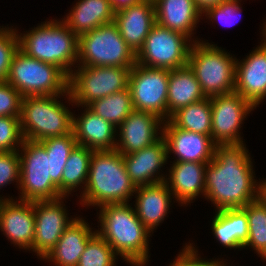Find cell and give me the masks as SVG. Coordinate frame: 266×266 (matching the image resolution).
I'll list each match as a JSON object with an SVG mask.
<instances>
[{"instance_id":"1","label":"cell","mask_w":266,"mask_h":266,"mask_svg":"<svg viewBox=\"0 0 266 266\" xmlns=\"http://www.w3.org/2000/svg\"><path fill=\"white\" fill-rule=\"evenodd\" d=\"M76 145L73 132L40 142L24 139L18 150L21 170L18 199L40 201L62 197L63 169Z\"/></svg>"},{"instance_id":"2","label":"cell","mask_w":266,"mask_h":266,"mask_svg":"<svg viewBox=\"0 0 266 266\" xmlns=\"http://www.w3.org/2000/svg\"><path fill=\"white\" fill-rule=\"evenodd\" d=\"M248 153L244 143L216 144L205 170V198L215 211L243 208L258 199L259 182Z\"/></svg>"},{"instance_id":"3","label":"cell","mask_w":266,"mask_h":266,"mask_svg":"<svg viewBox=\"0 0 266 266\" xmlns=\"http://www.w3.org/2000/svg\"><path fill=\"white\" fill-rule=\"evenodd\" d=\"M99 209L100 230L96 232L131 266L147 265L151 232L139 220L135 208L117 203Z\"/></svg>"},{"instance_id":"4","label":"cell","mask_w":266,"mask_h":266,"mask_svg":"<svg viewBox=\"0 0 266 266\" xmlns=\"http://www.w3.org/2000/svg\"><path fill=\"white\" fill-rule=\"evenodd\" d=\"M135 191L121 153L116 149L93 151L87 184L80 194L82 206L128 203Z\"/></svg>"},{"instance_id":"5","label":"cell","mask_w":266,"mask_h":266,"mask_svg":"<svg viewBox=\"0 0 266 266\" xmlns=\"http://www.w3.org/2000/svg\"><path fill=\"white\" fill-rule=\"evenodd\" d=\"M25 32L18 33L19 49L31 58L57 66L69 77L78 62L79 37L63 21L54 19Z\"/></svg>"},{"instance_id":"6","label":"cell","mask_w":266,"mask_h":266,"mask_svg":"<svg viewBox=\"0 0 266 266\" xmlns=\"http://www.w3.org/2000/svg\"><path fill=\"white\" fill-rule=\"evenodd\" d=\"M61 96L67 97L68 92L63 95L22 98L20 123L24 139L40 142L73 132L74 114L61 103Z\"/></svg>"},{"instance_id":"7","label":"cell","mask_w":266,"mask_h":266,"mask_svg":"<svg viewBox=\"0 0 266 266\" xmlns=\"http://www.w3.org/2000/svg\"><path fill=\"white\" fill-rule=\"evenodd\" d=\"M236 60L216 44L200 40L191 45L187 65L205 96L212 97L235 91Z\"/></svg>"},{"instance_id":"8","label":"cell","mask_w":266,"mask_h":266,"mask_svg":"<svg viewBox=\"0 0 266 266\" xmlns=\"http://www.w3.org/2000/svg\"><path fill=\"white\" fill-rule=\"evenodd\" d=\"M5 81L22 97L55 96L68 92L69 77L57 66L31 58L18 49Z\"/></svg>"},{"instance_id":"9","label":"cell","mask_w":266,"mask_h":266,"mask_svg":"<svg viewBox=\"0 0 266 266\" xmlns=\"http://www.w3.org/2000/svg\"><path fill=\"white\" fill-rule=\"evenodd\" d=\"M78 61V66L132 69L136 64V54L122 38L117 25L111 22L79 36Z\"/></svg>"},{"instance_id":"10","label":"cell","mask_w":266,"mask_h":266,"mask_svg":"<svg viewBox=\"0 0 266 266\" xmlns=\"http://www.w3.org/2000/svg\"><path fill=\"white\" fill-rule=\"evenodd\" d=\"M68 81L69 104L82 109L97 99L128 88L131 68L118 66H76Z\"/></svg>"},{"instance_id":"11","label":"cell","mask_w":266,"mask_h":266,"mask_svg":"<svg viewBox=\"0 0 266 266\" xmlns=\"http://www.w3.org/2000/svg\"><path fill=\"white\" fill-rule=\"evenodd\" d=\"M192 44L188 36L155 23L136 53V63L170 71L185 67Z\"/></svg>"},{"instance_id":"12","label":"cell","mask_w":266,"mask_h":266,"mask_svg":"<svg viewBox=\"0 0 266 266\" xmlns=\"http://www.w3.org/2000/svg\"><path fill=\"white\" fill-rule=\"evenodd\" d=\"M169 70L135 64L129 74V89L135 110L151 112L168 120Z\"/></svg>"},{"instance_id":"13","label":"cell","mask_w":266,"mask_h":266,"mask_svg":"<svg viewBox=\"0 0 266 266\" xmlns=\"http://www.w3.org/2000/svg\"><path fill=\"white\" fill-rule=\"evenodd\" d=\"M212 108L211 137L216 144L244 143L241 125L256 107L237 92L210 97Z\"/></svg>"},{"instance_id":"14","label":"cell","mask_w":266,"mask_h":266,"mask_svg":"<svg viewBox=\"0 0 266 266\" xmlns=\"http://www.w3.org/2000/svg\"><path fill=\"white\" fill-rule=\"evenodd\" d=\"M64 198L33 201L35 216V234L33 252L43 258L56 245L64 231L77 219L69 218Z\"/></svg>"},{"instance_id":"15","label":"cell","mask_w":266,"mask_h":266,"mask_svg":"<svg viewBox=\"0 0 266 266\" xmlns=\"http://www.w3.org/2000/svg\"><path fill=\"white\" fill-rule=\"evenodd\" d=\"M163 124L164 120L154 113L134 109L117 128L120 138L115 149L128 155L152 145L163 136Z\"/></svg>"},{"instance_id":"16","label":"cell","mask_w":266,"mask_h":266,"mask_svg":"<svg viewBox=\"0 0 266 266\" xmlns=\"http://www.w3.org/2000/svg\"><path fill=\"white\" fill-rule=\"evenodd\" d=\"M260 46L243 59L236 60L235 92L257 107L266 99V37Z\"/></svg>"},{"instance_id":"17","label":"cell","mask_w":266,"mask_h":266,"mask_svg":"<svg viewBox=\"0 0 266 266\" xmlns=\"http://www.w3.org/2000/svg\"><path fill=\"white\" fill-rule=\"evenodd\" d=\"M0 230L12 244L33 251L35 234L33 201L1 200Z\"/></svg>"},{"instance_id":"18","label":"cell","mask_w":266,"mask_h":266,"mask_svg":"<svg viewBox=\"0 0 266 266\" xmlns=\"http://www.w3.org/2000/svg\"><path fill=\"white\" fill-rule=\"evenodd\" d=\"M163 137L167 144L168 158L173 153V162H210L215 154L216 143L212 137L175 127L169 120L164 121Z\"/></svg>"},{"instance_id":"19","label":"cell","mask_w":266,"mask_h":266,"mask_svg":"<svg viewBox=\"0 0 266 266\" xmlns=\"http://www.w3.org/2000/svg\"><path fill=\"white\" fill-rule=\"evenodd\" d=\"M122 156L127 174L136 187L164 182L167 178L162 173L160 175L161 167L168 162L167 144L163 136L140 151Z\"/></svg>"},{"instance_id":"20","label":"cell","mask_w":266,"mask_h":266,"mask_svg":"<svg viewBox=\"0 0 266 266\" xmlns=\"http://www.w3.org/2000/svg\"><path fill=\"white\" fill-rule=\"evenodd\" d=\"M114 23L127 45L136 54L156 23L153 0H144L115 12Z\"/></svg>"},{"instance_id":"21","label":"cell","mask_w":266,"mask_h":266,"mask_svg":"<svg viewBox=\"0 0 266 266\" xmlns=\"http://www.w3.org/2000/svg\"><path fill=\"white\" fill-rule=\"evenodd\" d=\"M84 109L82 116H73V133L77 145L94 151L115 150L117 128L96 115L87 106Z\"/></svg>"},{"instance_id":"22","label":"cell","mask_w":266,"mask_h":266,"mask_svg":"<svg viewBox=\"0 0 266 266\" xmlns=\"http://www.w3.org/2000/svg\"><path fill=\"white\" fill-rule=\"evenodd\" d=\"M134 194L135 212L143 225L153 233L170 212L173 195L165 181L137 186Z\"/></svg>"},{"instance_id":"23","label":"cell","mask_w":266,"mask_h":266,"mask_svg":"<svg viewBox=\"0 0 266 266\" xmlns=\"http://www.w3.org/2000/svg\"><path fill=\"white\" fill-rule=\"evenodd\" d=\"M165 179L173 198L181 206L193 203L199 194L205 197V170L207 163L172 162ZM183 204V205H182Z\"/></svg>"},{"instance_id":"24","label":"cell","mask_w":266,"mask_h":266,"mask_svg":"<svg viewBox=\"0 0 266 266\" xmlns=\"http://www.w3.org/2000/svg\"><path fill=\"white\" fill-rule=\"evenodd\" d=\"M83 218L77 219L64 231L55 247L42 259L55 266H77L88 241L96 234Z\"/></svg>"},{"instance_id":"25","label":"cell","mask_w":266,"mask_h":266,"mask_svg":"<svg viewBox=\"0 0 266 266\" xmlns=\"http://www.w3.org/2000/svg\"><path fill=\"white\" fill-rule=\"evenodd\" d=\"M156 23L188 36L193 42L192 34L202 17L194 0H153Z\"/></svg>"},{"instance_id":"26","label":"cell","mask_w":266,"mask_h":266,"mask_svg":"<svg viewBox=\"0 0 266 266\" xmlns=\"http://www.w3.org/2000/svg\"><path fill=\"white\" fill-rule=\"evenodd\" d=\"M72 8L61 20L78 37L101 25L114 22L115 12L108 0H79Z\"/></svg>"},{"instance_id":"27","label":"cell","mask_w":266,"mask_h":266,"mask_svg":"<svg viewBox=\"0 0 266 266\" xmlns=\"http://www.w3.org/2000/svg\"><path fill=\"white\" fill-rule=\"evenodd\" d=\"M211 228L215 238L229 249H242L248 240L249 225L242 208L223 209L215 212Z\"/></svg>"},{"instance_id":"28","label":"cell","mask_w":266,"mask_h":266,"mask_svg":"<svg viewBox=\"0 0 266 266\" xmlns=\"http://www.w3.org/2000/svg\"><path fill=\"white\" fill-rule=\"evenodd\" d=\"M207 98L194 72L187 65L169 70L168 83V120L178 109Z\"/></svg>"},{"instance_id":"29","label":"cell","mask_w":266,"mask_h":266,"mask_svg":"<svg viewBox=\"0 0 266 266\" xmlns=\"http://www.w3.org/2000/svg\"><path fill=\"white\" fill-rule=\"evenodd\" d=\"M169 121L177 128L211 137L212 108L210 97L174 112Z\"/></svg>"},{"instance_id":"30","label":"cell","mask_w":266,"mask_h":266,"mask_svg":"<svg viewBox=\"0 0 266 266\" xmlns=\"http://www.w3.org/2000/svg\"><path fill=\"white\" fill-rule=\"evenodd\" d=\"M93 151L87 147L76 145L70 152L62 174V196L68 197L72 191L82 185V188L85 189Z\"/></svg>"},{"instance_id":"31","label":"cell","mask_w":266,"mask_h":266,"mask_svg":"<svg viewBox=\"0 0 266 266\" xmlns=\"http://www.w3.org/2000/svg\"><path fill=\"white\" fill-rule=\"evenodd\" d=\"M87 107L96 115L112 123L116 128L134 110L129 87L102 99H97Z\"/></svg>"},{"instance_id":"32","label":"cell","mask_w":266,"mask_h":266,"mask_svg":"<svg viewBox=\"0 0 266 266\" xmlns=\"http://www.w3.org/2000/svg\"><path fill=\"white\" fill-rule=\"evenodd\" d=\"M247 215L249 233L243 248H253L260 254L266 247V205L256 199L242 208Z\"/></svg>"},{"instance_id":"33","label":"cell","mask_w":266,"mask_h":266,"mask_svg":"<svg viewBox=\"0 0 266 266\" xmlns=\"http://www.w3.org/2000/svg\"><path fill=\"white\" fill-rule=\"evenodd\" d=\"M116 255L112 247L96 233L88 241L77 266H116Z\"/></svg>"},{"instance_id":"34","label":"cell","mask_w":266,"mask_h":266,"mask_svg":"<svg viewBox=\"0 0 266 266\" xmlns=\"http://www.w3.org/2000/svg\"><path fill=\"white\" fill-rule=\"evenodd\" d=\"M19 49L16 27L0 26V81H5L15 52Z\"/></svg>"},{"instance_id":"35","label":"cell","mask_w":266,"mask_h":266,"mask_svg":"<svg viewBox=\"0 0 266 266\" xmlns=\"http://www.w3.org/2000/svg\"><path fill=\"white\" fill-rule=\"evenodd\" d=\"M23 141L20 117L0 116V152L18 151Z\"/></svg>"},{"instance_id":"36","label":"cell","mask_w":266,"mask_h":266,"mask_svg":"<svg viewBox=\"0 0 266 266\" xmlns=\"http://www.w3.org/2000/svg\"><path fill=\"white\" fill-rule=\"evenodd\" d=\"M20 158L19 151H1L0 152V189L12 181L17 182V188L20 183ZM13 198H4L0 195L1 200H10Z\"/></svg>"},{"instance_id":"37","label":"cell","mask_w":266,"mask_h":266,"mask_svg":"<svg viewBox=\"0 0 266 266\" xmlns=\"http://www.w3.org/2000/svg\"><path fill=\"white\" fill-rule=\"evenodd\" d=\"M240 0H226L222 3L207 8L202 15L208 20L218 21L224 26H233L237 24V15L242 12ZM238 15V18H239ZM211 18V19H210Z\"/></svg>"},{"instance_id":"38","label":"cell","mask_w":266,"mask_h":266,"mask_svg":"<svg viewBox=\"0 0 266 266\" xmlns=\"http://www.w3.org/2000/svg\"><path fill=\"white\" fill-rule=\"evenodd\" d=\"M22 98L12 85L0 81V116L20 117Z\"/></svg>"},{"instance_id":"39","label":"cell","mask_w":266,"mask_h":266,"mask_svg":"<svg viewBox=\"0 0 266 266\" xmlns=\"http://www.w3.org/2000/svg\"><path fill=\"white\" fill-rule=\"evenodd\" d=\"M182 252H179L178 256L173 261L174 266H228L226 261L215 259V260H202L197 249L193 246L192 243H186Z\"/></svg>"},{"instance_id":"40","label":"cell","mask_w":266,"mask_h":266,"mask_svg":"<svg viewBox=\"0 0 266 266\" xmlns=\"http://www.w3.org/2000/svg\"><path fill=\"white\" fill-rule=\"evenodd\" d=\"M144 0H108L114 12L140 3Z\"/></svg>"},{"instance_id":"41","label":"cell","mask_w":266,"mask_h":266,"mask_svg":"<svg viewBox=\"0 0 266 266\" xmlns=\"http://www.w3.org/2000/svg\"><path fill=\"white\" fill-rule=\"evenodd\" d=\"M197 8L203 13L207 8L218 5L226 0H194Z\"/></svg>"},{"instance_id":"42","label":"cell","mask_w":266,"mask_h":266,"mask_svg":"<svg viewBox=\"0 0 266 266\" xmlns=\"http://www.w3.org/2000/svg\"><path fill=\"white\" fill-rule=\"evenodd\" d=\"M258 199L266 205V180L259 181Z\"/></svg>"},{"instance_id":"43","label":"cell","mask_w":266,"mask_h":266,"mask_svg":"<svg viewBox=\"0 0 266 266\" xmlns=\"http://www.w3.org/2000/svg\"><path fill=\"white\" fill-rule=\"evenodd\" d=\"M260 258H262L263 260H266V247L264 248V250L259 254Z\"/></svg>"},{"instance_id":"44","label":"cell","mask_w":266,"mask_h":266,"mask_svg":"<svg viewBox=\"0 0 266 266\" xmlns=\"http://www.w3.org/2000/svg\"><path fill=\"white\" fill-rule=\"evenodd\" d=\"M263 25H264V27H263L264 28V36L266 37V22H264Z\"/></svg>"}]
</instances>
